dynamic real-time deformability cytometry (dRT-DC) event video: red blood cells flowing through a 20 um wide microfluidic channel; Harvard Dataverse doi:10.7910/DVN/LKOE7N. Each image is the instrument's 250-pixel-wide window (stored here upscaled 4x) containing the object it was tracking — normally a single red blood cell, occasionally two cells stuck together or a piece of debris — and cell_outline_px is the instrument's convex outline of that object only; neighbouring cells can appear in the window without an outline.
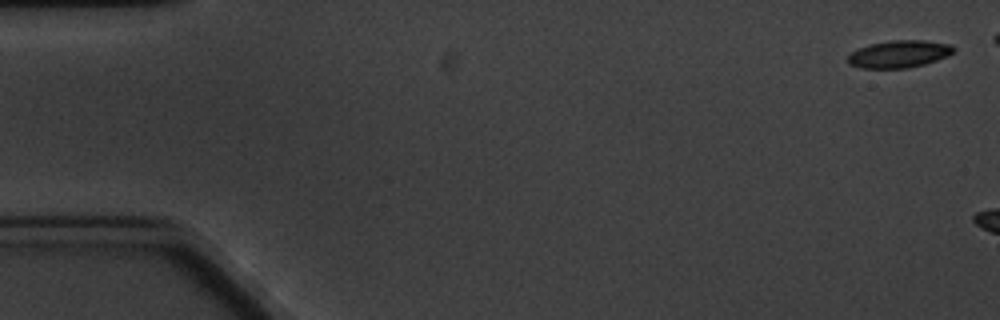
{"species": "common noctule bat (a hibernating species)", "species_latin": "Nyctalus noctula", "temperature_condition": "cold", "stored_images_in_passage": 4, "camera_frame_rate_fps": 3000, "um_per_image_px": 0.085, "animal": {"sex": "male", "body_mass_g": 20.1, "forearm_length_mm": 53.5}, "frame": {"image": 1, "passage_image": 1, "time_ms": 0.0, "image_size_px": [1000, 320], "cell_outline_px": [[956, 52], [948, 56], [924, 64], [908, 68], [860, 68], [848, 64], [848, 56], [852, 52], [868, 44], [888, 40], [924, 40], [952, 44], [956, 48]], "centroid_in_image_um": [76.46, 4.58], "position_along_channel_um": 8.5, "area_um2": 17.05}}